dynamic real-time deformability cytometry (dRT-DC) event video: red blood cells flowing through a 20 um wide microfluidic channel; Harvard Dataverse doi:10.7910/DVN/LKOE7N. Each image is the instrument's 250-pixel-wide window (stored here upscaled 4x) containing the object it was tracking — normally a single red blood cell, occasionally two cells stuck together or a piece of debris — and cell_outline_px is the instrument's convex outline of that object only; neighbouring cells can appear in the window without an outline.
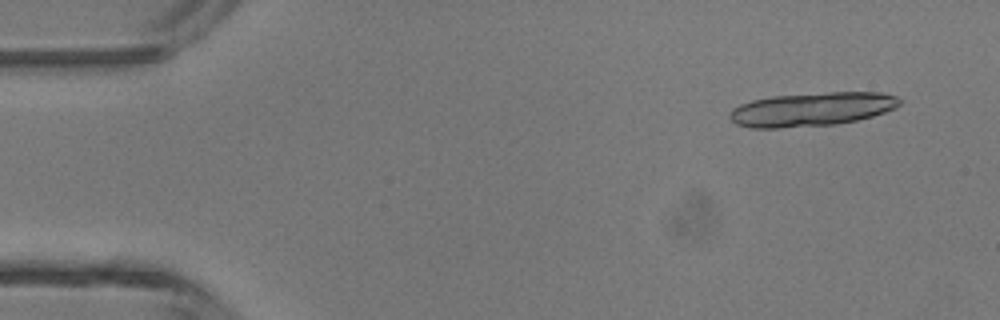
{"species": "common noctule bat (a hibernating species)", "species_latin": "Nyctalus noctula", "temperature_condition": "room temperature", "stored_images_in_passage": 6, "camera_frame_rate_fps": 3000, "um_per_image_px": 0.085, "animal": {"sex": "male", "body_mass_g": 13.3}, "frame": {"image": 1, "passage_image": 1, "time_ms": 0.0, "image_size_px": [1000, 320], "cell_outline_px": [[900, 104], [896, 108], [872, 116], [856, 120], [836, 124], [780, 128], [752, 128], [736, 124], [728, 116], [732, 108], [740, 104], [752, 100], [772, 96], [828, 92], [880, 92], [896, 96], [900, 100]], "centroid_in_image_um": [68.98, 9.28], "position_along_channel_um": 16.0, "area_um2": 33.47}}
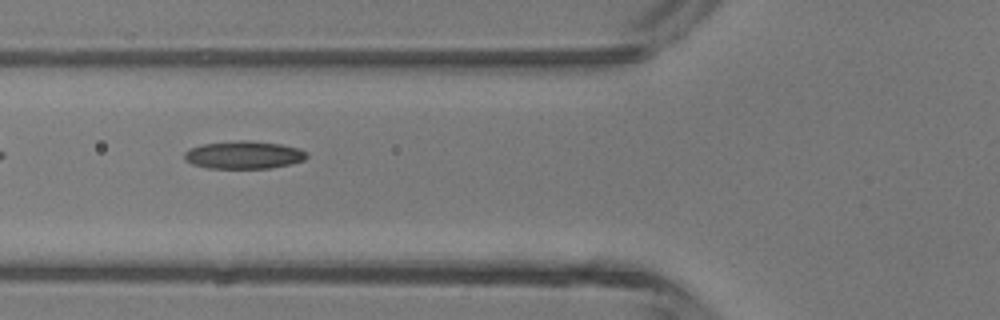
{"frame": {"image": 2, "passage_image": 5, "time_ms": 1.333, "image_size_px": [1000, 320], "cell_outline_px": [[308, 156], [304, 160], [292, 164], [272, 168], [208, 168], [192, 164], [184, 160], [184, 152], [188, 148], [204, 144], [240, 140], [248, 140], [280, 144], [300, 148], [308, 152]], "centroid_in_image_um": [20.74, 13.17], "position_along_channel_um": 105.1, "area_um2": 20.0}}
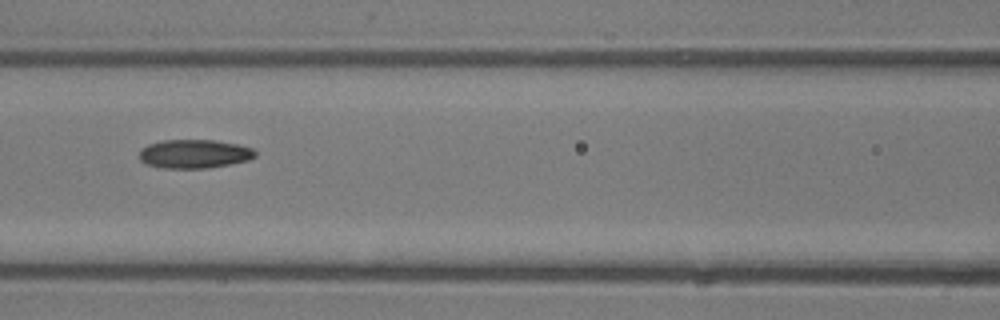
{"frame": {"image": 3, "passage_image": 6, "time_ms": 1.667, "image_size_px": [1000, 320], "cell_outline_px": [[256, 156], [248, 160], [208, 168], [160, 168], [144, 164], [140, 160], [140, 148], [148, 144], [164, 140], [212, 140], [236, 144], [252, 148], [256, 152]], "centroid_in_image_um": [16.47, 13.08], "position_along_channel_um": 150.1, "area_um2": 19.42}}